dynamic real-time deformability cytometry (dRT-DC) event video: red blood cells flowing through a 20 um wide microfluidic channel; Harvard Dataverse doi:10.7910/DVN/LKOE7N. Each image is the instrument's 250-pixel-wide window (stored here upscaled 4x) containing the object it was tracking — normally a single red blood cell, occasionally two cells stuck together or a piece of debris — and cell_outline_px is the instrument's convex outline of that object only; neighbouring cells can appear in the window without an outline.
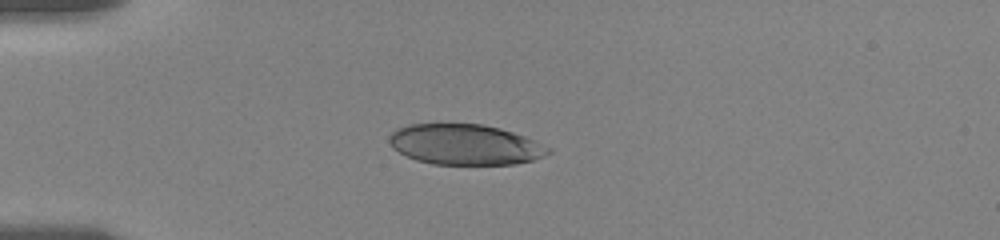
{"species": "human", "species_latin": "Homo sapiens", "temperature_condition": "room temperature", "stored_images_in_passage": 19, "camera_frame_rate_fps": 3000, "um_per_image_px": 0.085, "donor": {"sex": "female"}, "frame": {"image": 1, "passage_image": 7, "time_ms": 3.667, "image_size_px": [1000, 240], "cell_outline_px": [[552, 152], [544, 156], [532, 160], [516, 164], [432, 164], [416, 160], [392, 148], [388, 140], [392, 132], [408, 124], [484, 124], [500, 128], [524, 136], [552, 148]], "centroid_in_image_um": [39.55, 12.29], "position_along_channel_um": 45.5, "area_um2": 37.45}}
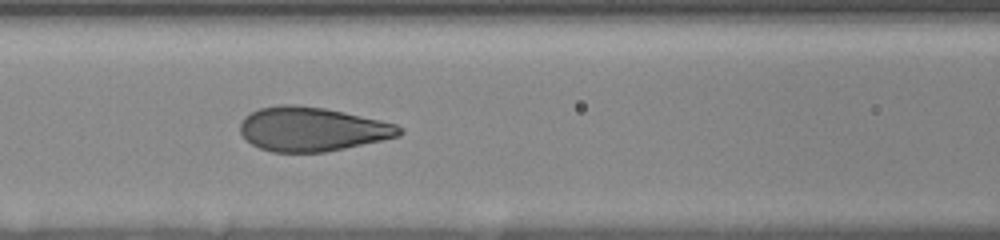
{"frame": {"image": 2, "passage_image": 16, "time_ms": 7.0, "image_size_px": [1000, 240], "cell_outline_px": [[404, 132], [400, 136], [344, 148], [324, 152], [272, 152], [260, 148], [252, 144], [240, 132], [240, 124], [244, 116], [260, 108], [280, 104], [296, 104], [324, 108], [344, 112], [380, 120], [396, 124], [404, 128]], "centroid_in_image_um": [26.53, 10.97], "position_along_channel_um": 140.1, "area_um2": 40.86}}
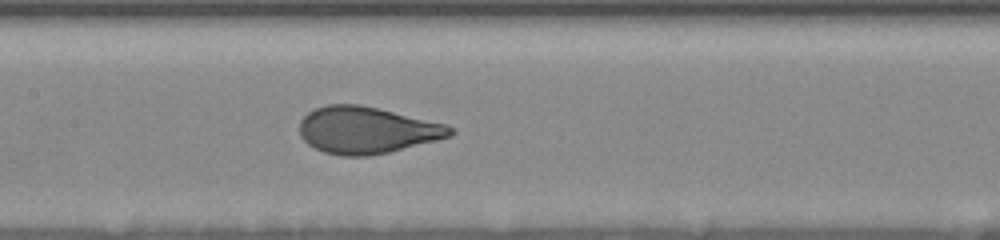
{"frame": {"image": 3, "passage_image": 19, "time_ms": 8.0, "image_size_px": [1000, 240], "cell_outline_px": [[456, 132], [452, 136], [388, 152], [368, 156], [340, 156], [324, 152], [308, 144], [300, 136], [300, 120], [308, 112], [316, 108], [328, 104], [360, 104], [448, 124]], "centroid_in_image_um": [31.18, 11.06], "position_along_channel_um": 176.2, "area_um2": 41.1}}